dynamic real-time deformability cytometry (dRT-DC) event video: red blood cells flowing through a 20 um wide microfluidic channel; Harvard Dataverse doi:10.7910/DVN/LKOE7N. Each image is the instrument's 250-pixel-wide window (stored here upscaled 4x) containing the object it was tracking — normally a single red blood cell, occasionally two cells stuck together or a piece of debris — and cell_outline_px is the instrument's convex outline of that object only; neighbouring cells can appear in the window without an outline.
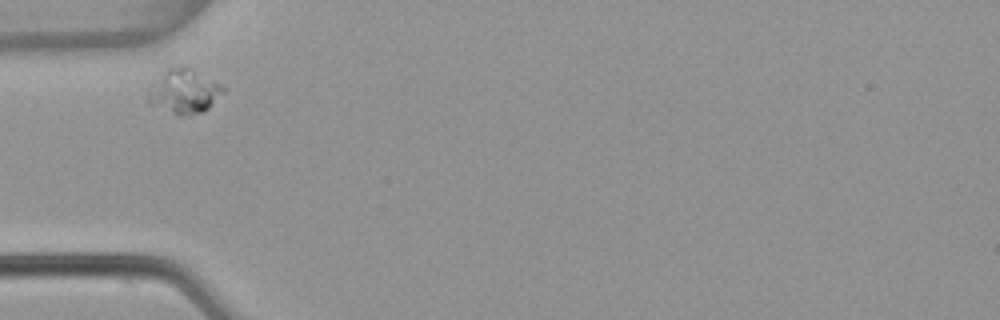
{"species": "common noctule bat (a hibernating species)", "species_latin": "Nyctalus noctula", "temperature_condition": "warm", "stored_images_in_passage": 3, "camera_frame_rate_fps": 3000, "um_per_image_px": 0.085, "animal": {"sex": "female", "body_mass_g": 22.7, "forearm_length_mm": 54.2}, "frame": {"image": 1, "passage_image": 1, "time_ms": 0.0, "image_size_px": [1000, 320], "cell_outline_px": [[224, 88], [208, 108], [204, 112], [180, 116], [148, 104], [144, 100], [148, 92], [164, 68], [180, 64], [188, 64], [220, 84]], "centroid_in_image_um": [15.57, 7.72], "position_along_channel_um": 69.4, "area_um2": 19.71}}
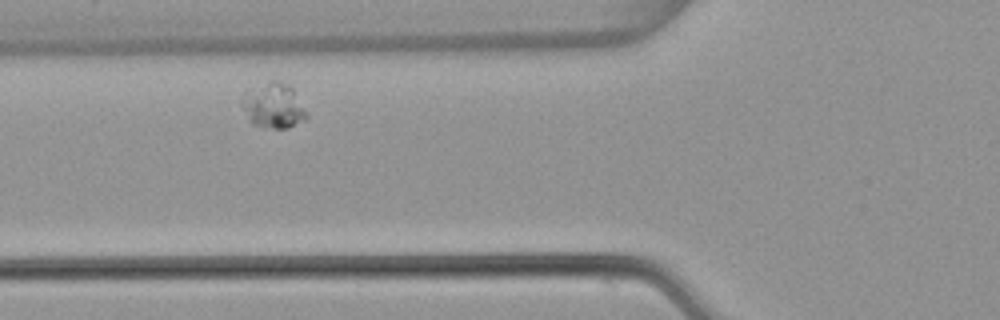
{"frame": {"image": 2, "passage_image": 2, "time_ms": 0.333, "image_size_px": [1000, 320], "cell_outline_px": [[308, 116], [304, 120], [288, 128], [272, 128], [252, 124], [248, 120], [240, 104], [240, 100], [272, 80], [276, 80], [288, 84], [292, 88]], "centroid_in_image_um": [23.27, 9.03], "position_along_channel_um": 102.5, "area_um2": 16.24}}
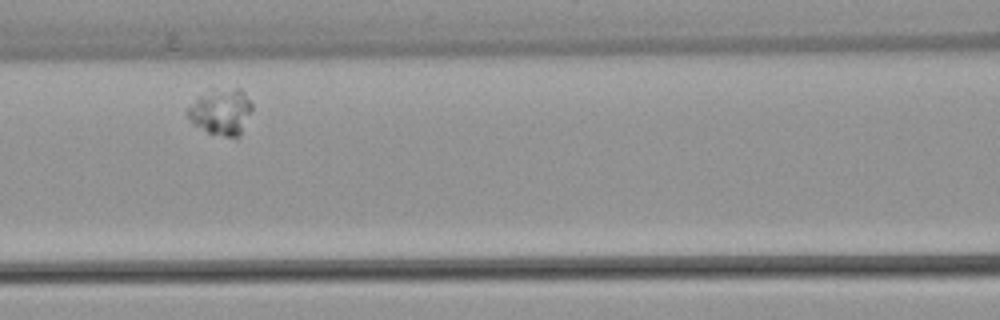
{"frame": {"image": 3, "passage_image": 3, "time_ms": 0.667, "image_size_px": [1000, 320], "cell_outline_px": [[252, 108], [240, 136], [236, 140], [208, 132], [192, 124], [188, 116], [188, 108], [200, 96], [212, 88], [240, 88], [244, 92], [252, 104]], "centroid_in_image_um": [18.82, 9.51], "position_along_channel_um": 147.8, "area_um2": 17.46}}